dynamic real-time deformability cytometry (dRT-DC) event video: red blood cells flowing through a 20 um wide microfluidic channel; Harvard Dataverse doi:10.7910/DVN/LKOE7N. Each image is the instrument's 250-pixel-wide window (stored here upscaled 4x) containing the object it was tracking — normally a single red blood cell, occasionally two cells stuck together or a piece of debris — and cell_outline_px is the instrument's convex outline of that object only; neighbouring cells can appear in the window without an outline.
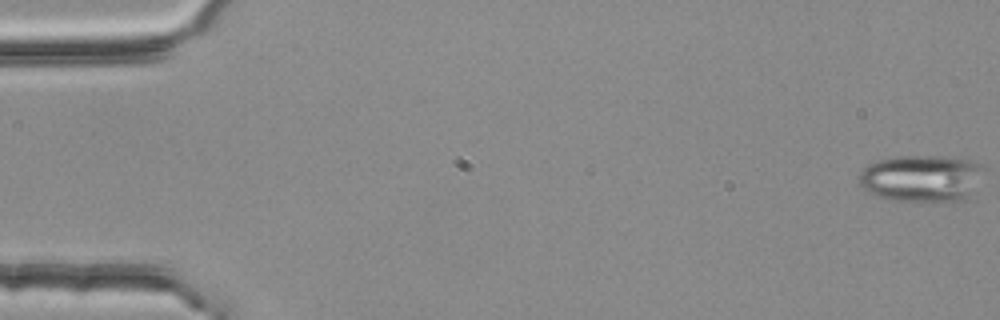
{"species": "common noctule bat (a hibernating species)", "species_latin": "Nyctalus noctula", "temperature_condition": "room temperature", "stored_images_in_passage": 4, "camera_frame_rate_fps": 3000, "um_per_image_px": 0.085, "animal": {"sex": "female", "body_mass_g": 25.1}, "frame": {"image": 1, "passage_image": 1, "time_ms": 0.0, "image_size_px": [1000, 320], "cell_outline_px": [[984, 168], [964, 200], [892, 200], [876, 196], [868, 192], [860, 184], [860, 172], [868, 164], [880, 160], [896, 156], [940, 156], [976, 160], [984, 164]], "centroid_in_image_um": [78.3, 15.12], "position_along_channel_um": 6.7, "area_um2": 33.52}}